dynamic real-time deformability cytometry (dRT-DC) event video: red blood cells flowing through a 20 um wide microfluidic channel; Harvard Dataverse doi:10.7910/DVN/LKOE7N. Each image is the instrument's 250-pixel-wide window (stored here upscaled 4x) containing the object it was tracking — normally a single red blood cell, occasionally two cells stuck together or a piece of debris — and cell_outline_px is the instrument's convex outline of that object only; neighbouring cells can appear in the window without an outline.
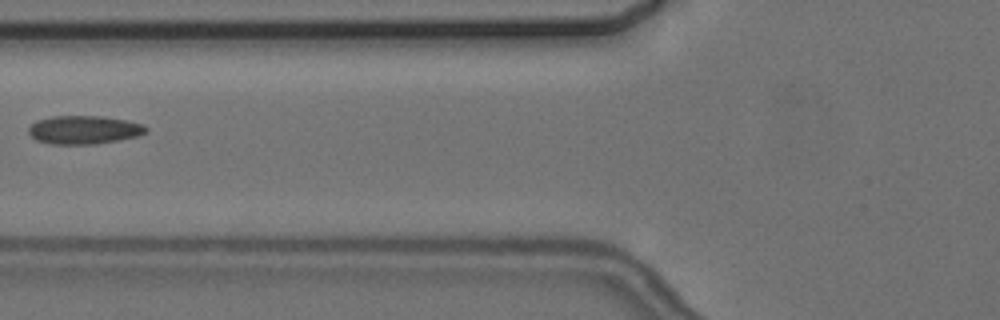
{"species": "common noctule bat (a hibernating species)", "species_latin": "Nyctalus noctula", "temperature_condition": "cold", "stored_images_in_passage": 7, "camera_frame_rate_fps": 3000, "um_per_image_px": 0.085, "animal": {"sex": "female", "body_mass_g": 24.6, "forearm_length_mm": 56.2}, "frame": {"image": 1, "passage_image": 6, "time_ms": 7.0, "image_size_px": [1000, 320], "cell_outline_px": [[148, 132], [136, 136], [120, 140], [96, 144], [48, 144], [36, 140], [28, 132], [28, 128], [36, 120], [52, 116], [100, 116], [124, 120], [144, 124], [148, 128]], "centroid_in_image_um": [7.13, 11.04], "position_along_channel_um": 118.7, "area_um2": 19.54}}
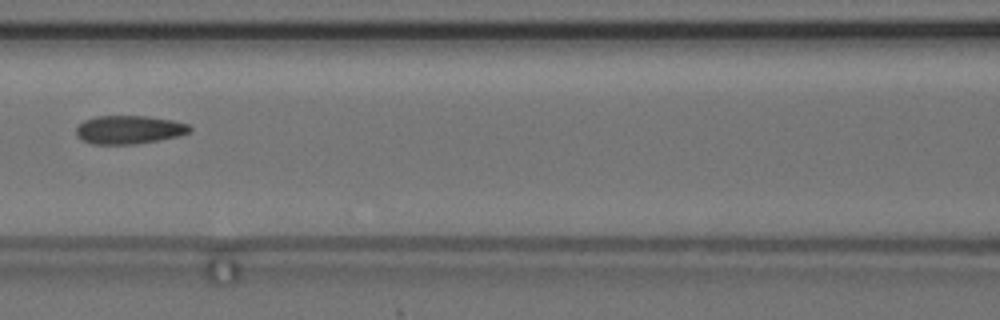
{"frame": {"image": 2, "passage_image": 7, "time_ms": 8.0, "image_size_px": [1000, 320], "cell_outline_px": [[192, 132], [160, 140], [136, 144], [92, 144], [76, 136], [76, 128], [84, 120], [96, 116], [148, 116], [172, 120], [188, 124], [192, 128]], "centroid_in_image_um": [10.98, 11.02], "position_along_channel_um": 155.6, "area_um2": 18.84}}